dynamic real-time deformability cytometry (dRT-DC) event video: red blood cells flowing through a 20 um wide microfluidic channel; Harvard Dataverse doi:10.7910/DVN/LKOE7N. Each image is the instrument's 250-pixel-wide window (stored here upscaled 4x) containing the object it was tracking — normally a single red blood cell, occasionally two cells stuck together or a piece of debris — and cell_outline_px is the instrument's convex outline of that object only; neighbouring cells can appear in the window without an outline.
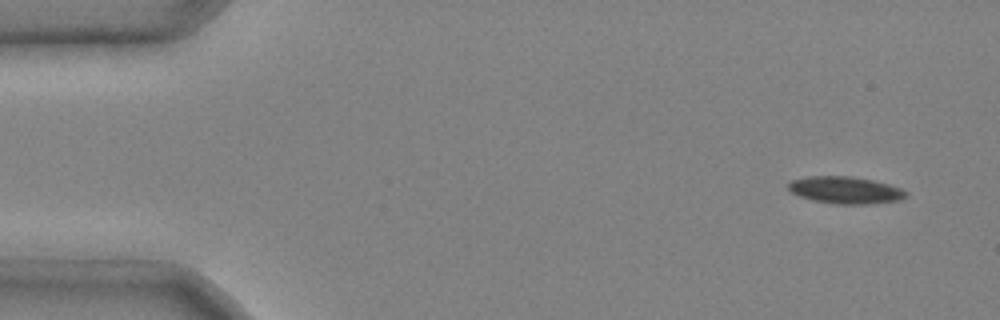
{"species": "common noctule bat (a hibernating species)", "species_latin": "Nyctalus noctula", "temperature_condition": "cold", "stored_images_in_passage": 6, "camera_frame_rate_fps": 3000, "um_per_image_px": 0.085, "animal": {"sex": "male", "body_mass_g": 20.4}, "frame": {"image": 1, "passage_image": 1, "time_ms": 0.0, "image_size_px": [1000, 320], "cell_outline_px": [[908, 196], [896, 200], [864, 204], [836, 204], [812, 200], [800, 196], [792, 192], [788, 188], [788, 184], [792, 180], [808, 176], [852, 176], [872, 180], [888, 184], [900, 188], [908, 192]], "centroid_in_image_um": [71.84, 16.15], "position_along_channel_um": 13.2, "area_um2": 18.38}}
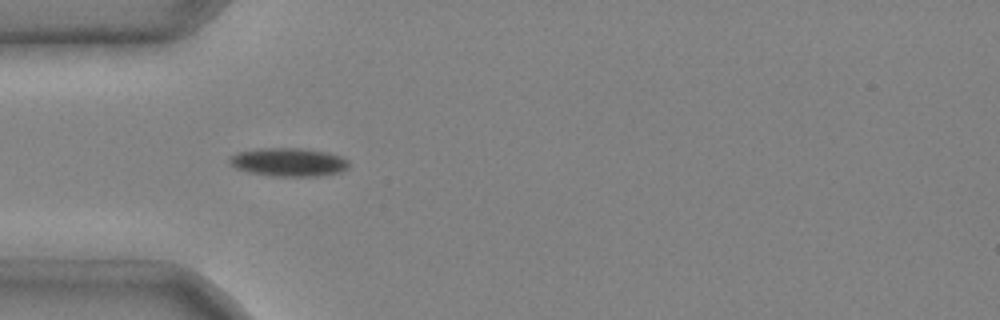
{"frame": {"image": 2, "passage_image": 4, "time_ms": 1.0, "image_size_px": [1000, 320], "cell_outline_px": [[348, 168], [340, 172], [316, 176], [272, 176], [248, 172], [236, 168], [228, 160], [228, 156], [236, 152], [256, 148], [304, 148], [328, 152], [344, 156], [348, 160]], "centroid_in_image_um": [24.52, 13.76], "position_along_channel_um": 60.5, "area_um2": 20.06}}
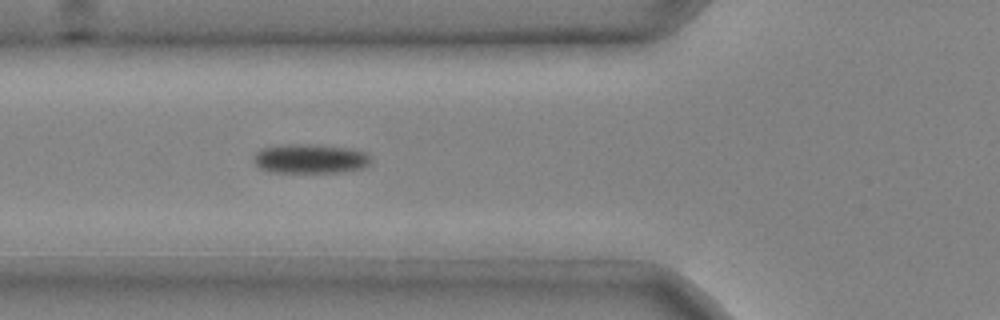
{"frame": {"image": 3, "passage_image": 5, "time_ms": 1.333, "image_size_px": [1000, 320], "cell_outline_px": [[372, 160], [368, 164], [360, 168], [340, 172], [268, 172], [260, 168], [252, 160], [252, 156], [260, 148], [288, 144], [308, 144], [344, 148], [364, 152]], "centroid_in_image_um": [26.27, 13.49], "position_along_channel_um": 99.5, "area_um2": 19.83}}